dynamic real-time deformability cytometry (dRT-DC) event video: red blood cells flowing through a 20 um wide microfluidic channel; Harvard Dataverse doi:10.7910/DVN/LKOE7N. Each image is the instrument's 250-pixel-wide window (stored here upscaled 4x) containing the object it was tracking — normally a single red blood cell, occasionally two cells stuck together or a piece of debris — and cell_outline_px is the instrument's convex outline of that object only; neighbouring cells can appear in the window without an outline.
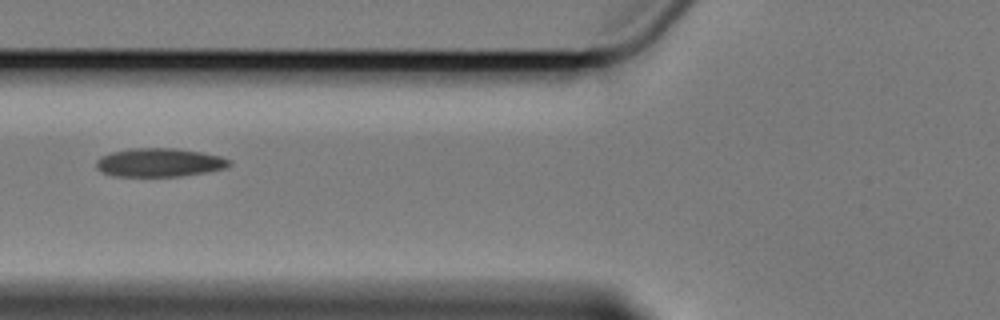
{"species": "Egyptian fruit bat (a non-hibernating species)", "species_latin": "Rousettus aegyptiacus", "temperature_condition": "cold", "stored_images_in_passage": 4, "camera_frame_rate_fps": 3000, "um_per_image_px": 0.085, "animal": {"sex": "female"}, "frame": {"image": 1, "passage_image": 3, "time_ms": 2.333, "image_size_px": [1000, 320], "cell_outline_px": [[232, 164], [224, 168], [204, 172], [180, 176], [116, 176], [104, 172], [96, 168], [96, 160], [100, 156], [112, 152], [132, 148], [176, 148], [200, 152], [220, 156], [232, 160]], "centroid_in_image_um": [13.54, 13.8], "position_along_channel_um": 112.3, "area_um2": 22.02}}
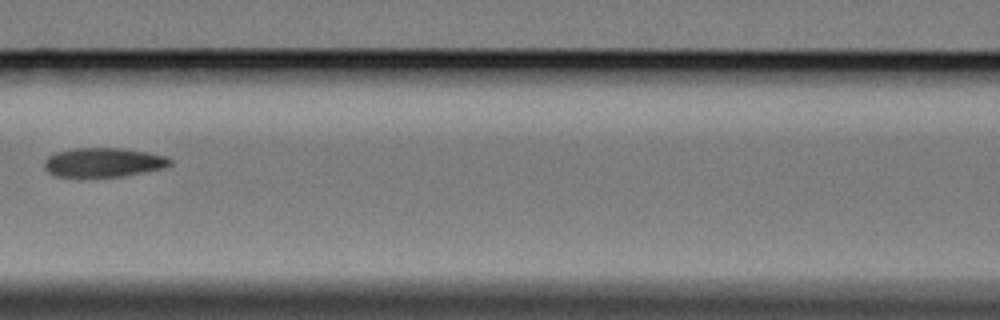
{"frame": {"image": 2, "passage_image": 4, "time_ms": 3.667, "image_size_px": [1000, 320], "cell_outline_px": [[172, 164], [164, 168], [144, 172], [120, 176], [80, 180], [52, 176], [44, 168], [44, 160], [48, 156], [56, 152], [72, 148], [120, 148], [148, 152], [168, 156], [172, 160]], "centroid_in_image_um": [8.72, 13.85], "position_along_channel_um": 157.9, "area_um2": 22.43}}